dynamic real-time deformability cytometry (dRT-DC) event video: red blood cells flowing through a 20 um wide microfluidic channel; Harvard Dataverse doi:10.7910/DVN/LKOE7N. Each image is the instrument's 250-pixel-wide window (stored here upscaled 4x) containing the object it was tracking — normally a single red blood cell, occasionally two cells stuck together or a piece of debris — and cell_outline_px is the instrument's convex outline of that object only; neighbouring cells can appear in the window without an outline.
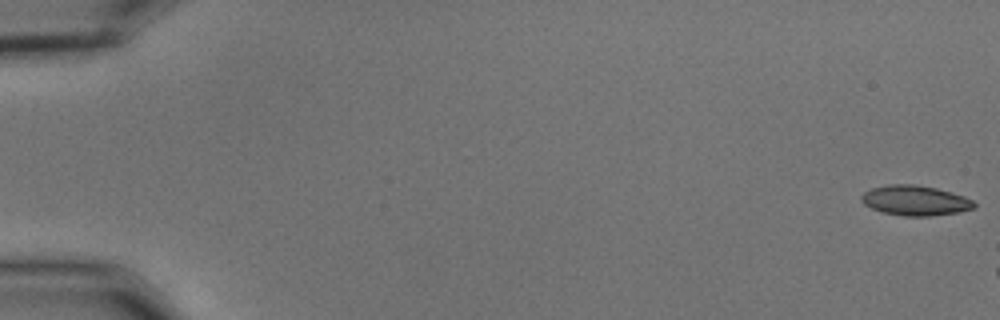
{"species": "common noctule bat (a hibernating species)", "species_latin": "Nyctalus noctula", "temperature_condition": "cold", "stored_images_in_passage": 7, "camera_frame_rate_fps": 3000, "um_per_image_px": 0.085, "animal": {"sex": "male", "body_mass_g": 15.6}, "frame": {"image": 1, "passage_image": 1, "time_ms": 0.0, "image_size_px": [1000, 320], "cell_outline_px": [[976, 208], [960, 212], [928, 216], [904, 216], [884, 212], [872, 208], [864, 204], [860, 200], [860, 196], [864, 192], [872, 188], [888, 184], [912, 184], [936, 188], [952, 192], [964, 196], [972, 200], [976, 204]], "centroid_in_image_um": [77.8, 17.04], "position_along_channel_um": 7.2, "area_um2": 19.77}}